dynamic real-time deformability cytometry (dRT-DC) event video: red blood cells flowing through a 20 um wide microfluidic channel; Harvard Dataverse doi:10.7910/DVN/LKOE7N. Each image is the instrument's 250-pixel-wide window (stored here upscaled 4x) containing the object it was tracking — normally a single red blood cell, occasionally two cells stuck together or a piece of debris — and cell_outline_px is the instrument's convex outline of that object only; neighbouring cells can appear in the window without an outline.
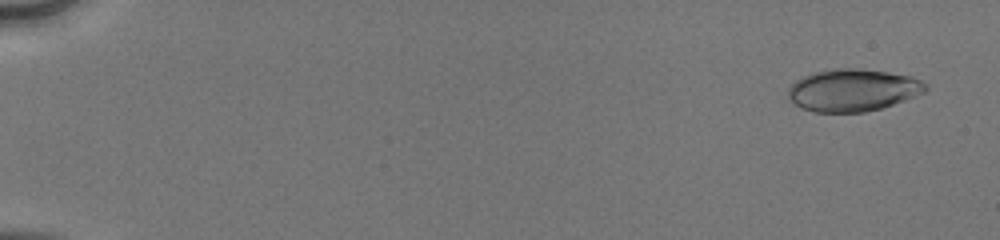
{"species": "human", "species_latin": "Homo sapiens", "temperature_condition": "cold", "stored_images_in_passage": 51, "camera_frame_rate_fps": 3000, "um_per_image_px": 0.085, "donor": {"sex": "male"}, "frame": {"image": 1, "passage_image": 3, "time_ms": 0.667, "image_size_px": [1000, 240], "cell_outline_px": [[928, 88], [924, 92], [904, 100], [880, 108], [864, 112], [812, 112], [800, 108], [788, 96], [788, 88], [796, 80], [804, 76], [816, 72], [836, 68], [860, 68], [888, 72], [912, 76], [928, 84]], "centroid_in_image_um": [72.5, 7.66], "position_along_channel_um": 12.5, "area_um2": 33.76}}
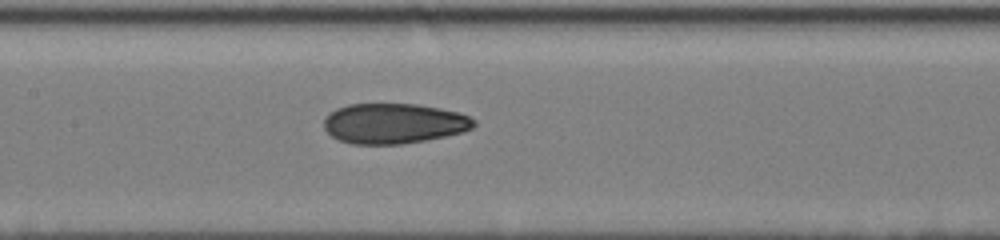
{"frame": {"image": 2, "passage_image": 27, "time_ms": 8.667, "image_size_px": [1000, 240], "cell_outline_px": [[476, 124], [472, 128], [464, 132], [424, 140], [400, 144], [352, 144], [340, 140], [332, 136], [324, 128], [324, 120], [328, 112], [336, 108], [348, 104], [416, 104], [440, 108], [460, 112], [476, 120]], "centroid_in_image_um": [33.48, 10.48], "position_along_channel_um": 173.9, "area_um2": 35.26}}
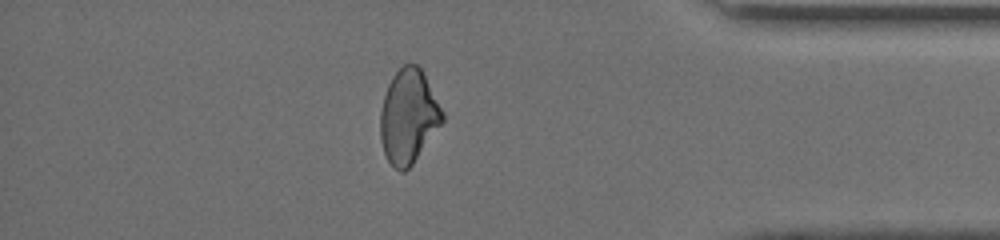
{"frame": {"image": 3, "passage_image": 45, "time_ms": 14.667, "image_size_px": [1000, 240], "cell_outline_px": [[444, 120], [412, 164], [404, 172], [400, 172], [388, 160], [384, 152], [380, 140], [380, 112], [384, 96], [388, 84], [392, 76], [404, 64], [416, 64], [420, 68], [444, 112]], "centroid_in_image_um": [34.7, 9.9], "position_along_channel_um": 400.5, "area_um2": 33.58}, "authors_computed_cell_mechanics": {"area_um2": 34.5066, "velocity_mm_per_s": 4.158, "shape_relaxation_time_tau1_ms": null, "shape_relaxation_time_tau2_ms": 2.1254, "deformation_change_tau1": null, "deformation_change_tau2": 0.0809}}